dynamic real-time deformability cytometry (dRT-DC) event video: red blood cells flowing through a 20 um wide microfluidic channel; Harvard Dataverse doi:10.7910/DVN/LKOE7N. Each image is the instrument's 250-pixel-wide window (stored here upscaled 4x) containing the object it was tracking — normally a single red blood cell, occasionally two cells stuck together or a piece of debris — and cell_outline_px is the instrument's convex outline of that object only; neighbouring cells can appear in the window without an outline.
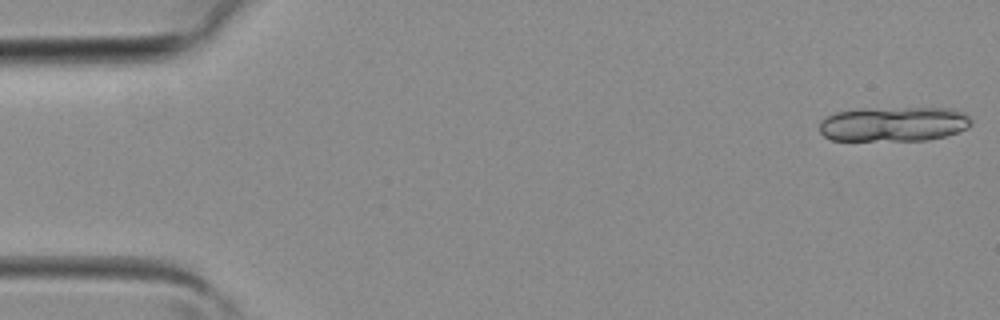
{"species": "common noctule bat (a hibernating species)", "species_latin": "Nyctalus noctula", "temperature_condition": "room temperature", "stored_images_in_passage": 4, "camera_frame_rate_fps": 3000, "um_per_image_px": 0.085, "animal": {"sex": "female", "body_mass_g": 19.3, "forearm_length_mm": 54.1}, "frame": {"image": 1, "passage_image": 1, "time_ms": 0.0, "image_size_px": [1000, 320], "cell_outline_px": [[972, 124], [968, 128], [944, 136], [928, 140], [832, 140], [824, 136], [820, 132], [820, 120], [824, 116], [836, 112], [860, 108], [952, 108], [964, 112], [972, 116]], "centroid_in_image_um": [75.98, 10.53], "position_along_channel_um": 9.0, "area_um2": 31.15}}